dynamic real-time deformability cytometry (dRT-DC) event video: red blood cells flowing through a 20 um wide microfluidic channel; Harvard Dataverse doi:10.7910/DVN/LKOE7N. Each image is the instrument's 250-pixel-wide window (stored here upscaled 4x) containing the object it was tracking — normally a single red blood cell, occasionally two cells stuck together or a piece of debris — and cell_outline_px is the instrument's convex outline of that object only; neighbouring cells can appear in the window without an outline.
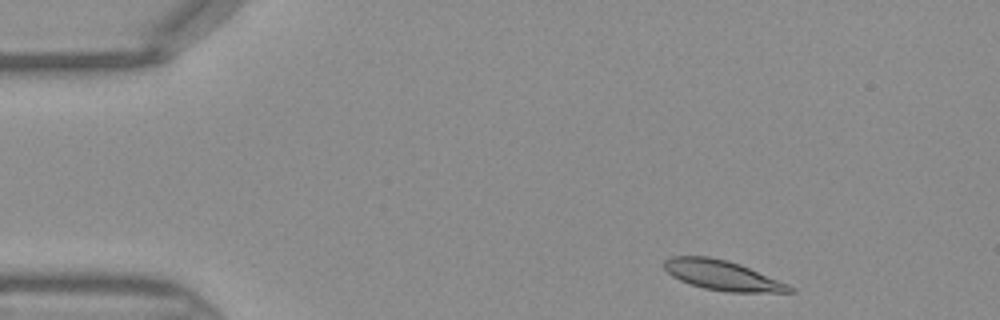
{"species": "Egyptian fruit bat (a non-hibernating species)", "species_latin": "Rousettus aegyptiacus", "temperature_condition": "warm", "stored_images_in_passage": 41, "camera_frame_rate_fps": 3000, "um_per_image_px": 0.085, "frame": {"image": 1, "passage_image": 2, "time_ms": 0.333, "image_size_px": [1000, 320], "cell_outline_px": [[796, 292], [728, 292], [704, 288], [680, 280], [672, 276], [664, 268], [664, 260], [672, 256], [708, 256], [728, 260], [740, 264], [788, 284], [796, 288]], "centroid_in_image_um": [61.41, 23.4], "position_along_channel_um": 23.6, "area_um2": 21.73}}
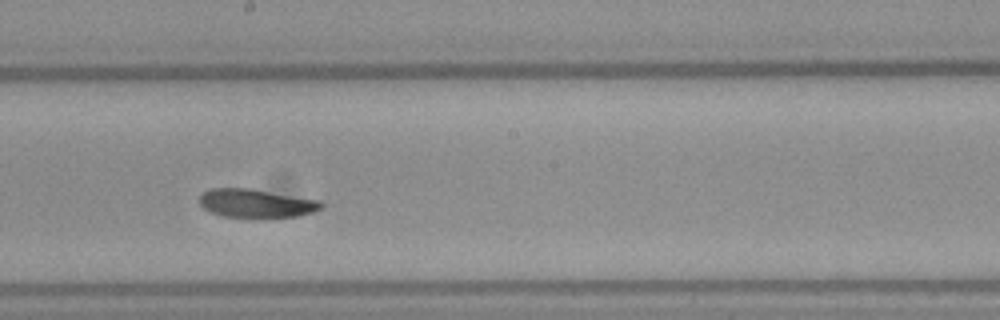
{"frame": {"image": 2, "passage_image": 21, "time_ms": 6.667, "image_size_px": [1000, 320], "cell_outline_px": [[324, 208], [316, 212], [300, 216], [264, 220], [252, 220], [224, 216], [212, 212], [204, 208], [200, 204], [200, 196], [204, 192], [212, 188], [252, 188], [320, 200], [324, 204]], "centroid_in_image_um": [21.87, 17.33], "position_along_channel_um": 226.3, "area_um2": 21.33}}
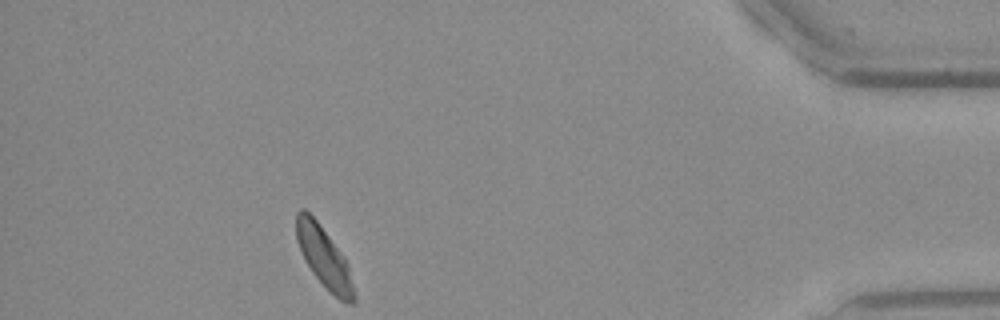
{"frame": {"image": 3, "passage_image": 37, "time_ms": 12.0, "image_size_px": [1000, 320], "cell_outline_px": [[356, 300], [352, 304], [348, 304], [340, 300], [312, 272], [304, 260], [296, 240], [296, 212], [300, 208], [304, 208], [316, 220], [344, 256], [348, 264], [356, 296]], "centroid_in_image_um": [27.54, 21.86], "position_along_channel_um": 407.7, "area_um2": 20.17}}